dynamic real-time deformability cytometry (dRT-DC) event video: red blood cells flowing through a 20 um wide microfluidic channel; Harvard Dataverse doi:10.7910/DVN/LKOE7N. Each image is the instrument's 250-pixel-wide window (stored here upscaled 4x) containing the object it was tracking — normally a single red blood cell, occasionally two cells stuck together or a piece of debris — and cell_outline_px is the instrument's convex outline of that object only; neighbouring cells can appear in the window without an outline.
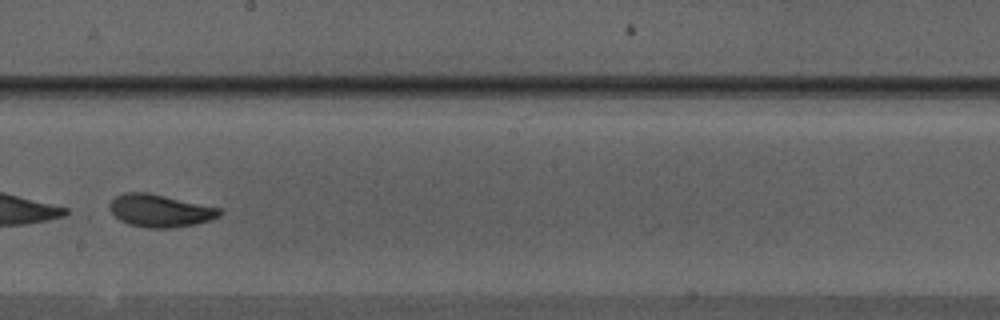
{"species": "Egyptian fruit bat (a non-hibernating species)", "species_latin": "Rousettus aegyptiacus", "temperature_condition": "warm", "stored_images_in_passage": 38, "camera_frame_rate_fps": 3000, "um_per_image_px": 0.085, "animal": {"sex": "male"}, "frame": {"image": 1, "passage_image": 17, "time_ms": 5.333, "image_size_px": [1000, 320], "cell_outline_px": [[224, 212], [220, 216], [212, 220], [196, 224], [172, 228], [148, 228], [128, 224], [120, 220], [112, 212], [108, 204], [116, 196], [124, 192], [148, 192], [220, 208]], "centroid_in_image_um": [13.63, 17.91], "position_along_channel_um": 234.6, "area_um2": 20.98}, "authors_computed_cell_mechanics": {"area_um2": 21.4149, "velocity_mm_per_s": 3.9311, "shape_relaxation_time_tau1_ms": 0.8019, "shape_relaxation_time_tau2_ms": 0.9085, "deformation_change_tau1": 0.2889, "deformation_change_tau2": 0.0733}}